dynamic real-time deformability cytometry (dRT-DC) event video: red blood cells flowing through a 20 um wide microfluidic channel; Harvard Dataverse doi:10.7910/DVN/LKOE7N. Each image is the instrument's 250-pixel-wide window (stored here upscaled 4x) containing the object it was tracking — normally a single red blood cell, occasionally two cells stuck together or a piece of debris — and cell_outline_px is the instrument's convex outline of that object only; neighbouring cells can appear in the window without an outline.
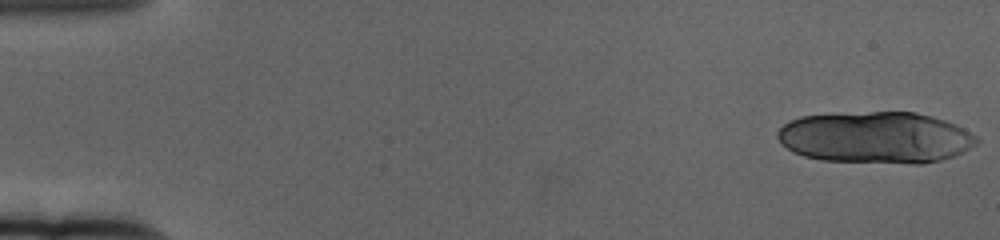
{"species": "human", "species_latin": "Homo sapiens", "temperature_condition": "cold", "stored_images_in_passage": 18, "camera_frame_rate_fps": 3000, "um_per_image_px": 0.085, "donor": {"sex": "female"}, "frame": {"image": 1, "passage_image": 1, "time_ms": 0.0, "image_size_px": [1000, 240], "cell_outline_px": [[980, 140], [976, 144], [964, 152], [940, 160], [920, 164], [916, 164], [824, 160], [804, 156], [792, 152], [776, 136], [776, 132], [788, 120], [800, 116], [872, 112], [916, 112], [932, 116], [956, 124], [964, 128], [976, 136]], "centroid_in_image_um": [74.45, 11.69], "position_along_channel_um": 10.5, "area_um2": 59.88}}